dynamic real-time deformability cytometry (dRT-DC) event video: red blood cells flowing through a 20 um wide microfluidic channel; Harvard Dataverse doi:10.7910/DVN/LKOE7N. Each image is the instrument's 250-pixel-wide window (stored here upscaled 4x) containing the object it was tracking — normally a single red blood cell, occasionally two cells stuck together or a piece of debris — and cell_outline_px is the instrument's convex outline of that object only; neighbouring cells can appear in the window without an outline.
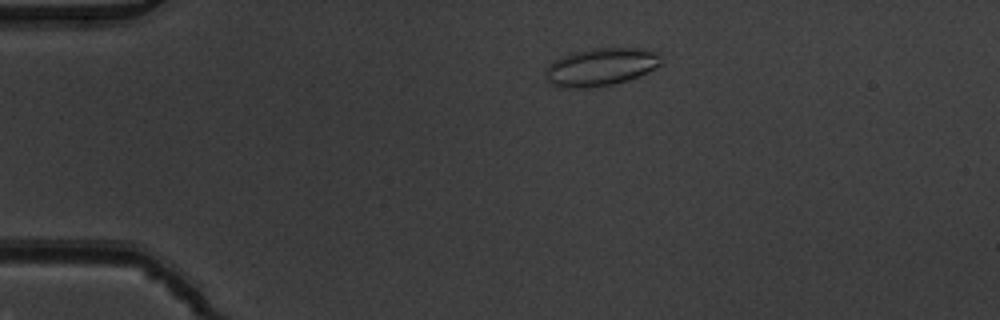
{"species": "common noctule bat (a hibernating species)", "species_latin": "Nyctalus noctula", "temperature_condition": "warm", "stored_images_in_passage": 6, "camera_frame_rate_fps": 3000, "um_per_image_px": 0.085, "animal": {"sex": "male", "body_mass_g": 19.5, "forearm_length_mm": 54.6}, "frame": {"image": 1, "passage_image": 3, "time_ms": 0.667, "image_size_px": [1000, 320], "cell_outline_px": [[660, 64], [656, 68], [648, 72], [628, 80], [612, 84], [588, 88], [560, 88], [548, 84], [544, 76], [544, 72], [548, 64], [552, 60], [560, 56], [576, 52], [596, 48], [640, 48], [656, 52], [660, 56]], "centroid_in_image_um": [50.99, 5.71], "position_along_channel_um": 34.0, "area_um2": 25.72}}
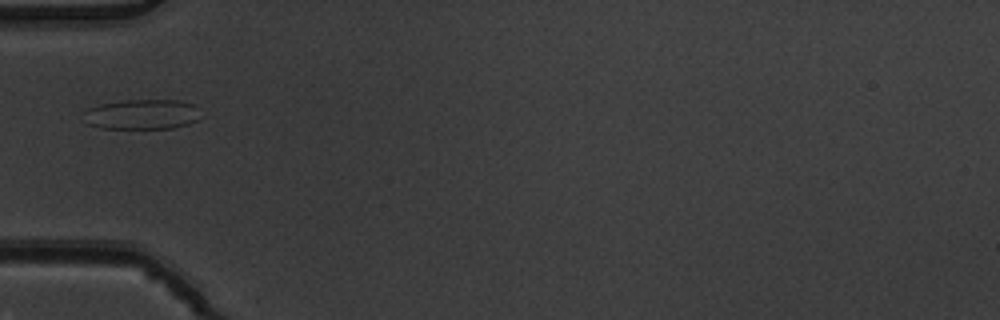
{"frame": {"image": 2, "passage_image": 5, "time_ms": 1.333, "image_size_px": [1000, 320], "cell_outline_px": [[196, 120], [188, 124], [172, 128], [100, 128], [88, 124], [88, 108], [100, 104], [128, 100], [176, 100], [196, 104]], "centroid_in_image_um": [12.1, 9.71], "position_along_channel_um": 72.9, "area_um2": 19.88}}